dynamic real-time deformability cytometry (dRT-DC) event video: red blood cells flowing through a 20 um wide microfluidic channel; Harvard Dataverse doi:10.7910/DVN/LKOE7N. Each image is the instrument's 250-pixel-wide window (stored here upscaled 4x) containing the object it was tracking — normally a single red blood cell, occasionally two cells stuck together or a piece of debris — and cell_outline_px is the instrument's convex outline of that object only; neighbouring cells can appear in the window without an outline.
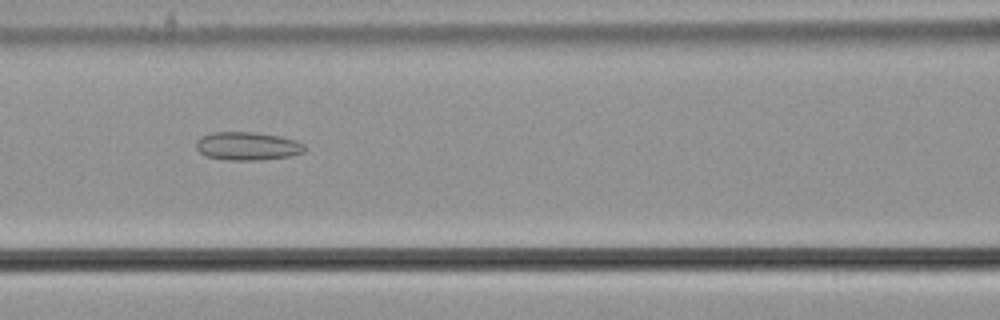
{"species": "common noctule bat (a hibernating species)", "species_latin": "Nyctalus noctula", "temperature_condition": "cold", "stored_images_in_passage": 56, "camera_frame_rate_fps": 3000, "um_per_image_px": 0.085, "animal": {"sex": "male", "body_mass_g": 21.5, "forearm_length_mm": 52.0}, "frame": {"image": 1, "passage_image": 25, "time_ms": 8.0, "image_size_px": [1000, 320], "cell_outline_px": [[308, 148], [304, 152], [288, 156], [260, 160], [228, 160], [204, 156], [196, 148], [196, 140], [200, 136], [212, 132], [252, 132], [280, 136], [296, 140], [304, 144]], "centroid_in_image_um": [21.02, 12.41], "position_along_channel_um": 145.6, "area_um2": 18.03}}
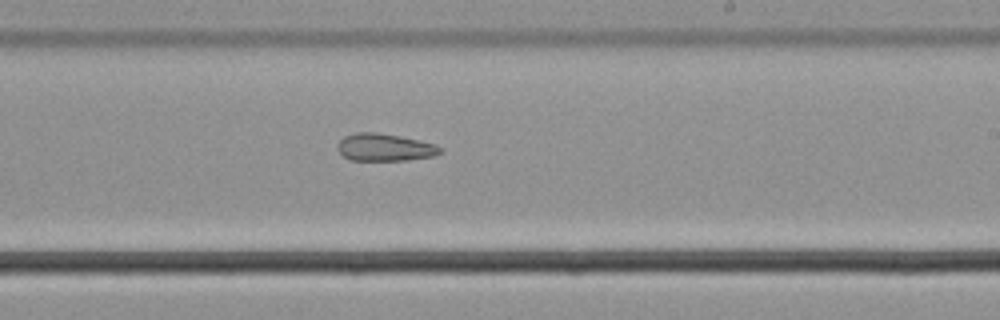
{"frame": {"image": 2, "passage_image": 34, "time_ms": 11.0, "image_size_px": [1000, 320], "cell_outline_px": [[440, 152], [436, 156], [408, 160], [352, 160], [344, 156], [336, 148], [336, 144], [344, 136], [356, 132], [376, 132], [400, 136], [420, 140], [436, 144], [440, 148]], "centroid_in_image_um": [32.69, 12.52], "position_along_channel_um": 256.3, "area_um2": 16.47}}
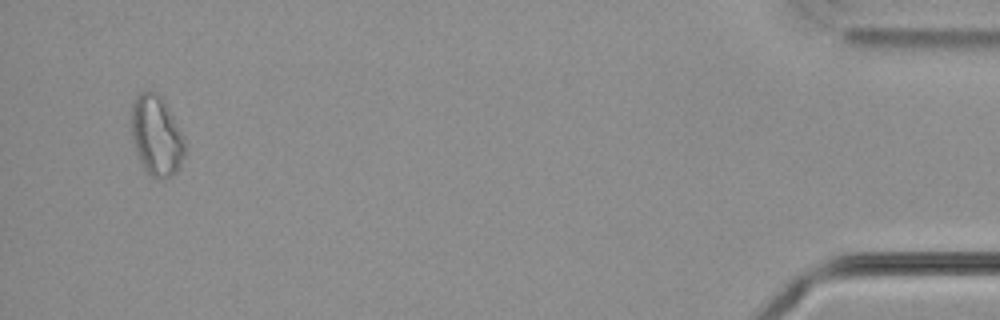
{"frame": {"image": 3, "passage_image": 54, "time_ms": 17.667, "image_size_px": [1000, 320], "cell_outline_px": [[184, 156], [176, 172], [168, 176], [156, 180], [144, 168], [140, 160], [132, 140], [132, 104], [136, 96], [140, 92], [148, 88], [152, 88], [160, 96], [168, 108], [184, 136]], "centroid_in_image_um": [13.29, 11.49], "position_along_channel_um": 421.9, "area_um2": 24.8}, "authors_computed_cell_mechanics": {"area_um2": 20.9525, "velocity_mm_per_s": 3.6991, "shape_relaxation_time_tau1_ms": null, "shape_relaxation_time_tau2_ms": 5.3866, "deformation_change_tau1": null, "deformation_change_tau2": 0.1427}}